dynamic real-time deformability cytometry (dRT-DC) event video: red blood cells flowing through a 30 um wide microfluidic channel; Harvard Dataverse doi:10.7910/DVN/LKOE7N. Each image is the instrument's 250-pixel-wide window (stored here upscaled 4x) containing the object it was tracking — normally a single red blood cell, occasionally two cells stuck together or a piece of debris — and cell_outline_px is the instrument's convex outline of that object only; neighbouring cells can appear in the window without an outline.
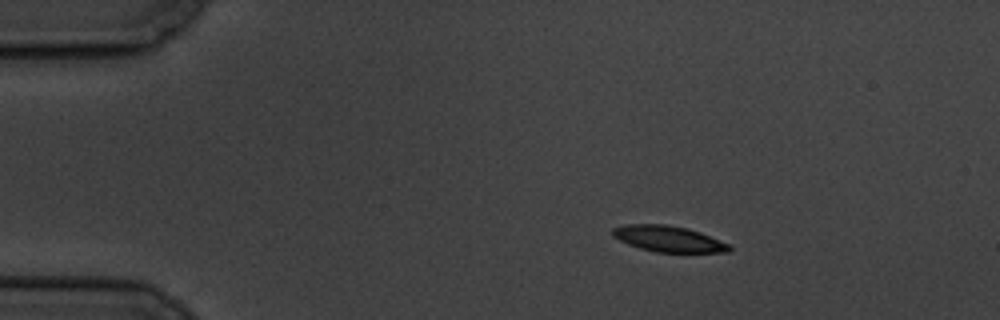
{"species": "common noctule bat (a hibernating species)", "species_latin": "Nyctalus noctula", "temperature_condition": "cold", "stored_images_in_passage": 5, "camera_frame_rate_fps": 3000, "um_per_image_px": 0.085, "animal": {"sex": "male", "body_mass_g": 19.5, "forearm_length_mm": 54.6}, "frame": {"image": 1, "passage_image": 2, "time_ms": 2.0, "image_size_px": [1000, 320], "cell_outline_px": [[732, 252], [656, 252], [640, 248], [628, 244], [612, 236], [612, 228], [624, 224], [668, 224], [688, 228], [700, 232], [728, 244], [732, 248]], "centroid_in_image_um": [56.8, 20.29], "position_along_channel_um": 28.2, "area_um2": 17.69}}
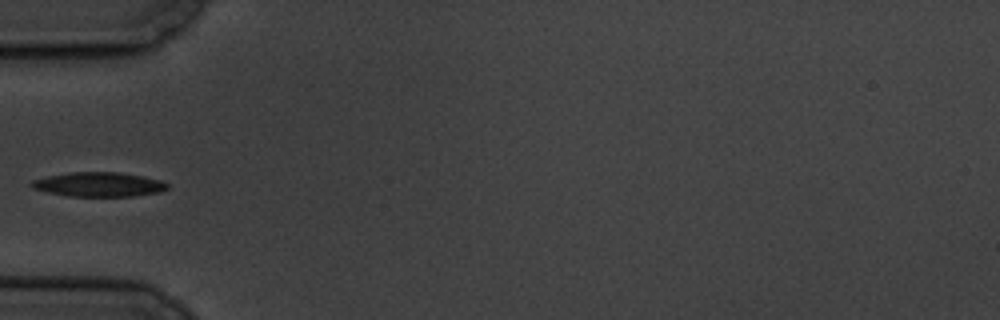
{"frame": {"image": 2, "passage_image": 5, "time_ms": 5.333, "image_size_px": [1000, 320], "cell_outline_px": [[168, 188], [160, 192], [132, 196], [68, 196], [48, 192], [32, 188], [28, 184], [32, 180], [48, 176], [68, 172], [120, 172], [144, 176], [160, 180], [168, 184]], "centroid_in_image_um": [8.38, 15.67], "position_along_channel_um": 76.6, "area_um2": 19.36}}